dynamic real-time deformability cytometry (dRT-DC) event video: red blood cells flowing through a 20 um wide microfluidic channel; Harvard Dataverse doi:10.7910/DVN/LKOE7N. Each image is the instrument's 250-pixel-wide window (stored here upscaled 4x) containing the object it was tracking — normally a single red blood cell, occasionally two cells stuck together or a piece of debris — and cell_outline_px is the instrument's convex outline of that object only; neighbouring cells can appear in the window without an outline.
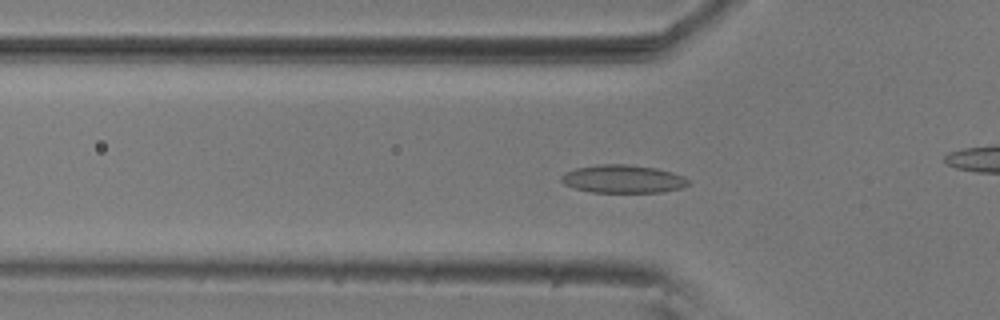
{"species": "common noctule bat (a hibernating species)", "species_latin": "Nyctalus noctula", "temperature_condition": "room temperature", "stored_images_in_passage": 56, "camera_frame_rate_fps": 3000, "um_per_image_px": 0.085, "animal": {"sex": "male", "body_mass_g": 20.5, "forearm_length_mm": 52.5}, "frame": {"image": 1, "passage_image": 17, "time_ms": 5.333, "image_size_px": [1000, 320], "cell_outline_px": [[688, 184], [680, 188], [660, 192], [592, 192], [576, 188], [564, 184], [560, 180], [560, 176], [576, 168], [600, 164], [628, 164], [656, 168], [672, 172], [684, 176], [688, 180]], "centroid_in_image_um": [52.95, 15.2], "position_along_channel_um": 72.9, "area_um2": 20.58}}
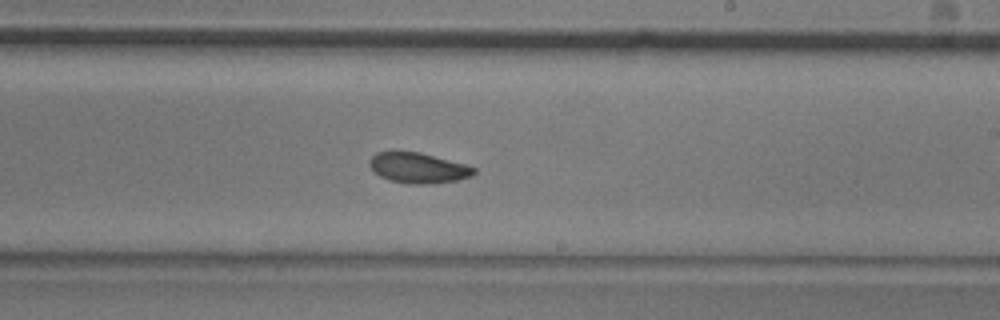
{"frame": {"image": 2, "passage_image": 32, "time_ms": 10.333, "image_size_px": [1000, 320], "cell_outline_px": [[476, 172], [472, 176], [456, 180], [428, 184], [412, 184], [388, 180], [380, 176], [368, 164], [368, 160], [376, 152], [420, 152], [464, 164], [476, 168]], "centroid_in_image_um": [35.54, 14.27], "position_along_channel_um": 253.5, "area_um2": 18.32}}
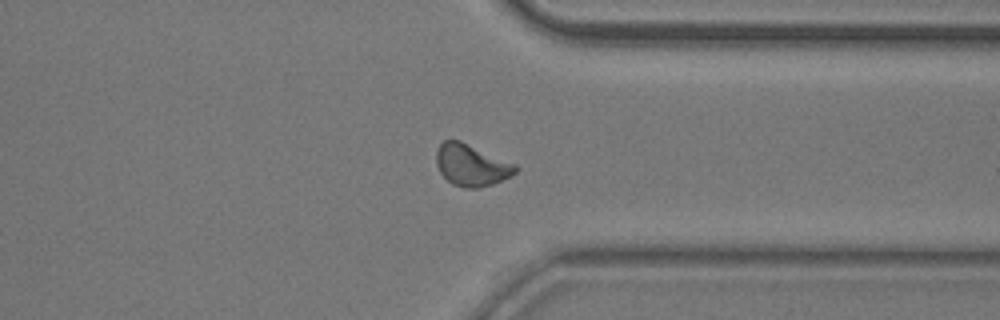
{"frame": {"image": 3, "passage_image": 42, "time_ms": 13.667, "image_size_px": [1000, 320], "cell_outline_px": [[520, 168], [512, 176], [492, 184], [480, 188], [464, 188], [452, 184], [440, 172], [436, 164], [436, 152], [440, 144], [444, 140], [460, 140], [516, 164]], "centroid_in_image_um": [40.09, 14.04], "position_along_channel_um": 371.3, "area_um2": 19.36}, "authors_computed_cell_mechanics": {"area_um2": 18.7272, "velocity_mm_per_s": 3.5979, "shape_relaxation_time_tau1_ms": 4.7018, "shape_relaxation_time_tau2_ms": 6.2682, "deformation_change_tau1": 0.1062, "deformation_change_tau2": 0.0872}}